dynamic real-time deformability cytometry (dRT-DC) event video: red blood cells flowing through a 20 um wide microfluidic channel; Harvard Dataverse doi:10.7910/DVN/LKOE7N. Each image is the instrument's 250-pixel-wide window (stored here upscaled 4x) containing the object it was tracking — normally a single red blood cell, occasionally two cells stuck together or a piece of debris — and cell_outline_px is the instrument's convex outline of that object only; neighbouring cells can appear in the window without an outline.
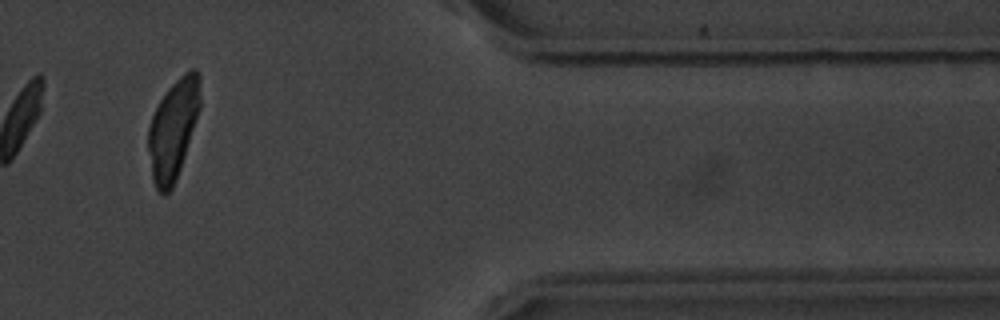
{"species": "common noctule bat (a hibernating species)", "species_latin": "Nyctalus noctula", "temperature_condition": "warm", "stored_images_in_passage": 14, "camera_frame_rate_fps": 3000, "um_per_image_px": 0.085, "animal": {"sex": "male", "body_mass_g": 20.1, "forearm_length_mm": 53.5}, "frame": {"image": 1, "passage_image": 12, "time_ms": 14.667, "image_size_px": [1000, 320], "cell_outline_px": [[200, 108], [176, 180], [172, 188], [168, 192], [160, 192], [156, 188], [152, 180], [148, 148], [148, 128], [152, 116], [160, 100], [168, 88], [180, 76], [192, 68], [196, 68], [200, 72]], "centroid_in_image_um": [14.72, 10.95], "position_along_channel_um": 396.7, "area_um2": 29.88}, "authors_computed_cell_mechanics": {"area_um2": 18.4382, "velocity_mm_per_s": 3.3433, "shape_relaxation_time_tau1_ms": 1.768, "shape_relaxation_time_tau2_ms": null, "deformation_change_tau1": 0.0943, "deformation_change_tau2": null}}